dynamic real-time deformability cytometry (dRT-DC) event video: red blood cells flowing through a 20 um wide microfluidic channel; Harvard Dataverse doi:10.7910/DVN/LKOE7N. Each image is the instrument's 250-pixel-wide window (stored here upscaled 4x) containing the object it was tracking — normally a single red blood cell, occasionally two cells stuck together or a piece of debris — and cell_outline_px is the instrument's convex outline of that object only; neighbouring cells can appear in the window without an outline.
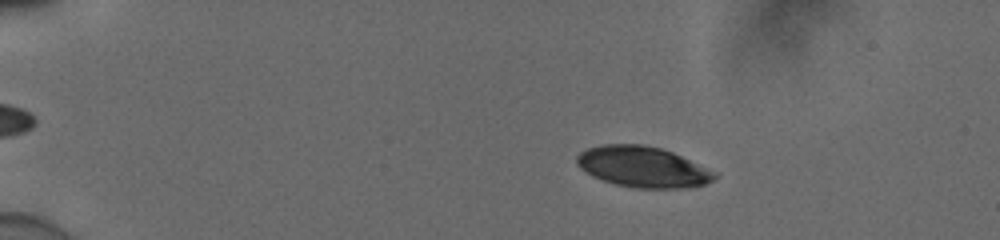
{"species": "human", "species_latin": "Homo sapiens", "temperature_condition": "cold", "stored_images_in_passage": 55, "camera_frame_rate_fps": 3000, "um_per_image_px": 0.085, "donor": {"sex": "male"}, "frame": {"image": 1, "passage_image": 11, "time_ms": 3.333, "image_size_px": [1000, 240], "cell_outline_px": [[716, 176], [712, 180], [704, 184], [688, 188], [636, 188], [616, 184], [592, 176], [580, 168], [576, 164], [576, 156], [580, 152], [588, 148], [604, 144], [644, 144], [660, 148], [672, 152], [716, 172]], "centroid_in_image_um": [54.61, 14.18], "position_along_channel_um": 30.4, "area_um2": 32.6}}
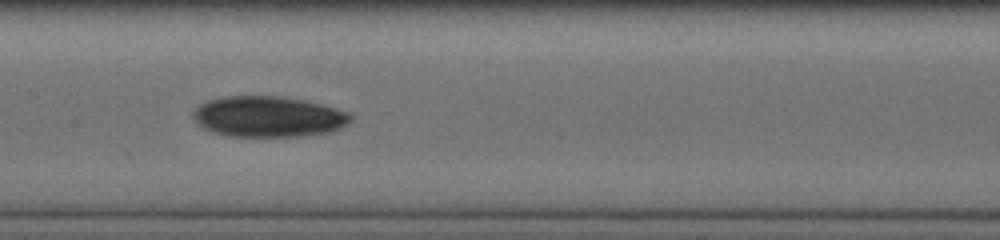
{"frame": {"image": 2, "passage_image": 30, "time_ms": 9.667, "image_size_px": [1000, 240], "cell_outline_px": [[352, 120], [348, 124], [332, 132], [300, 136], [228, 136], [212, 132], [196, 124], [192, 120], [192, 108], [208, 100], [220, 96], [284, 96], [304, 100], [352, 112]], "centroid_in_image_um": [22.78, 9.91], "position_along_channel_um": 184.6, "area_um2": 38.03}}
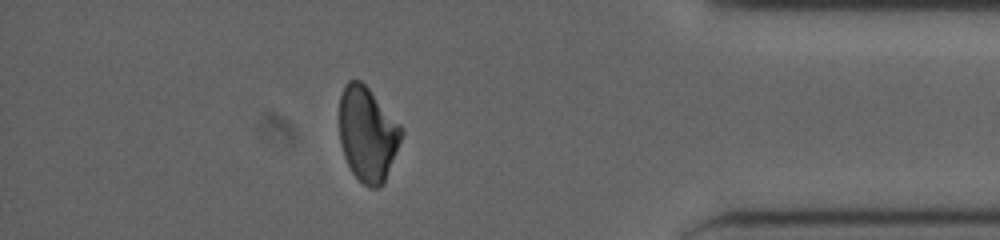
{"frame": {"image": 3, "passage_image": 49, "time_ms": 16.0, "image_size_px": [1000, 240], "cell_outline_px": [[404, 132], [384, 184], [376, 188], [372, 188], [364, 184], [352, 172], [344, 156], [340, 140], [340, 96], [344, 84], [348, 80], [360, 80], [368, 88], [404, 128]], "centroid_in_image_um": [31.25, 11.39], "position_along_channel_um": 403.9, "area_um2": 34.1}, "authors_computed_cell_mechanics": {"area_um2": 34.8534, "velocity_mm_per_s": 3.9082, "shape_relaxation_time_tau1_ms": 4.9092, "shape_relaxation_time_tau2_ms": null, "deformation_change_tau1": 0.1241, "deformation_change_tau2": null}}